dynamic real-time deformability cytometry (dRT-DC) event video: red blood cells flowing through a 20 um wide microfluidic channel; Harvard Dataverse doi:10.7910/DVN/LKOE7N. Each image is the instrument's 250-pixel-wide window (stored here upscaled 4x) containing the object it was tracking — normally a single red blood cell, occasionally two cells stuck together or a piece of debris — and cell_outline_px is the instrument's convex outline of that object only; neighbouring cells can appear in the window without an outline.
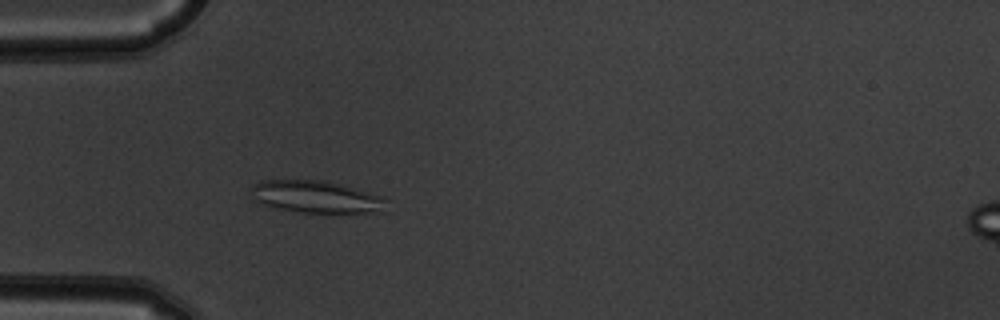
{"species": "common noctule bat (a hibernating species)", "species_latin": "Nyctalus noctula", "temperature_condition": "warm", "stored_images_in_passage": 44, "camera_frame_rate_fps": 3000, "um_per_image_px": 0.085, "animal": {"sex": "male", "body_mass_g": 19.5, "forearm_length_mm": 54.6}, "frame": {"image": 1, "passage_image": 7, "time_ms": 2.0, "image_size_px": [1000, 320], "cell_outline_px": [[388, 200], [376, 212], [300, 212], [272, 208], [260, 204], [256, 200], [252, 188], [252, 184], [260, 180], [324, 180], [340, 184], [384, 196]], "centroid_in_image_um": [26.81, 16.71], "position_along_channel_um": 58.2, "area_um2": 25.14}}
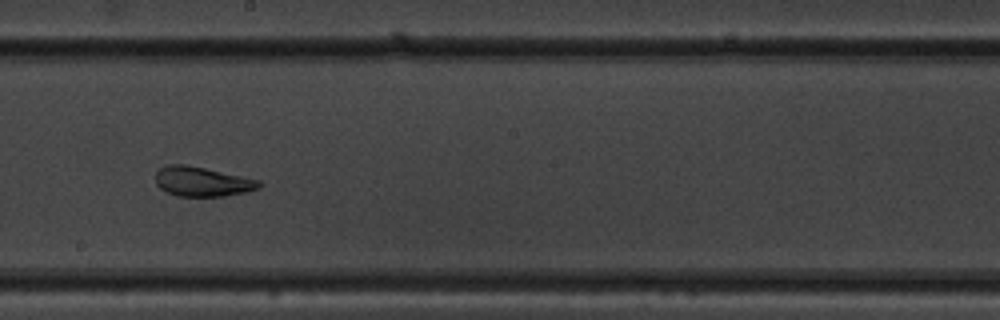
{"frame": {"image": 2, "passage_image": 21, "time_ms": 6.667, "image_size_px": [1000, 320], "cell_outline_px": [[264, 184], [260, 188], [244, 192], [224, 196], [176, 196], [160, 188], [156, 184], [156, 172], [160, 168], [168, 164], [184, 164], [204, 168], [260, 180]], "centroid_in_image_um": [17.19, 15.43], "position_along_channel_um": 231.0, "area_um2": 17.8}}
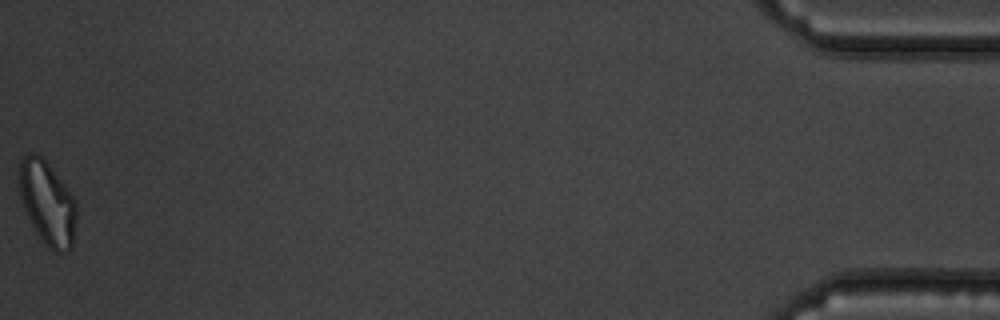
{"frame": {"image": 3, "passage_image": 44, "time_ms": 14.333, "image_size_px": [1000, 320], "cell_outline_px": [[76, 220], [72, 248], [68, 252], [52, 252], [44, 244], [32, 224], [28, 216], [20, 192], [16, 176], [20, 160], [24, 156], [32, 152], [36, 152], [48, 164], [76, 200]], "centroid_in_image_um": [4.02, 17.26], "position_along_channel_um": 431.2, "area_um2": 27.98}, "authors_computed_cell_mechanics": {"area_um2": 21.2704, "velocity_mm_per_s": 3.822, "shape_relaxation_time_tau1_ms": 7.5425, "shape_relaxation_time_tau2_ms": 1.7761, "deformation_change_tau1": 0.1823, "deformation_change_tau2": 0.0565}}